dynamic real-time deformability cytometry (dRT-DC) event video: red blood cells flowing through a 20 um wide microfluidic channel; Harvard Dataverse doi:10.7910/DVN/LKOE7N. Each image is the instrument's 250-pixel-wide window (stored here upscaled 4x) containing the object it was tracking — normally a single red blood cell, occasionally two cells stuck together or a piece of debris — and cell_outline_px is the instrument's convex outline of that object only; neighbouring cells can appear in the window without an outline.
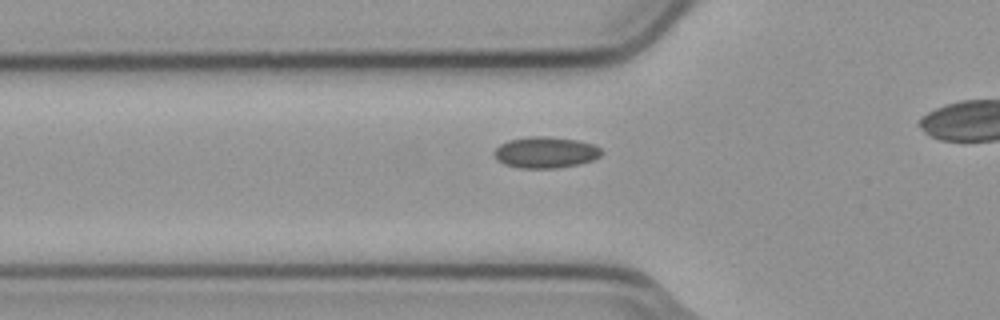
{"species": "common noctule bat (a hibernating species)", "species_latin": "Nyctalus noctula", "temperature_condition": "cold", "stored_images_in_passage": 5, "camera_frame_rate_fps": 3000, "um_per_image_px": 0.085, "animal": {"sex": "male", "body_mass_g": 23.1, "forearm_length_mm": 52.7}, "frame": {"image": 1, "passage_image": 5, "time_ms": 1.333, "image_size_px": [1000, 320], "cell_outline_px": [[604, 152], [600, 156], [592, 160], [580, 164], [556, 168], [520, 168], [504, 164], [496, 160], [492, 152], [500, 144], [508, 140], [528, 136], [544, 136], [580, 140], [592, 144], [600, 148]], "centroid_in_image_um": [46.35, 12.95], "position_along_channel_um": 79.4, "area_um2": 19.77}}